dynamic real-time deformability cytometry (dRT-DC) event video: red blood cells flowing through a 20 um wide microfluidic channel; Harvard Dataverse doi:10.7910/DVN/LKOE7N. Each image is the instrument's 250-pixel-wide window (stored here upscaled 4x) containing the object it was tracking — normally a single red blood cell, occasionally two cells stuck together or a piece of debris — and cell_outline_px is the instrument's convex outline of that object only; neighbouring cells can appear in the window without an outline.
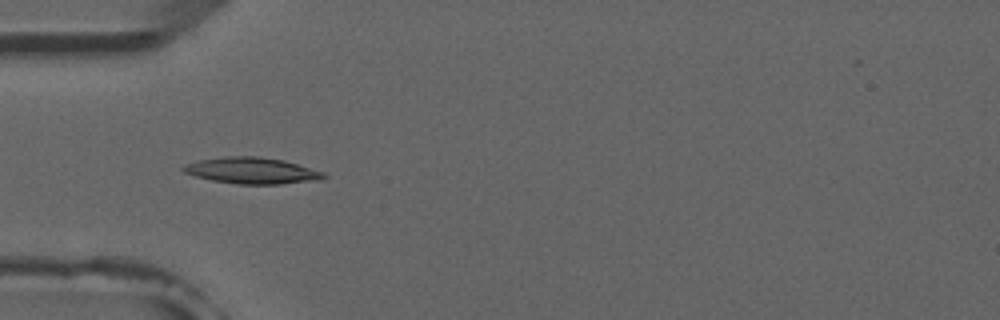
{"species": "common noctule bat (a hibernating species)", "species_latin": "Nyctalus noctula", "temperature_condition": "room temperature", "stored_images_in_passage": 6, "camera_frame_rate_fps": 3000, "um_per_image_px": 0.085, "animal": {"sex": "male", "forearm_length_mm": 52.5}, "frame": {"image": 1, "passage_image": 3, "time_ms": 3.333, "image_size_px": [1000, 320], "cell_outline_px": [[328, 176], [320, 180], [280, 184], [236, 184], [212, 180], [196, 176], [184, 172], [180, 168], [184, 164], [200, 160], [224, 156], [260, 156], [284, 160], [324, 172]], "centroid_in_image_um": [21.42, 14.5], "position_along_channel_um": 63.6, "area_um2": 21.62}}
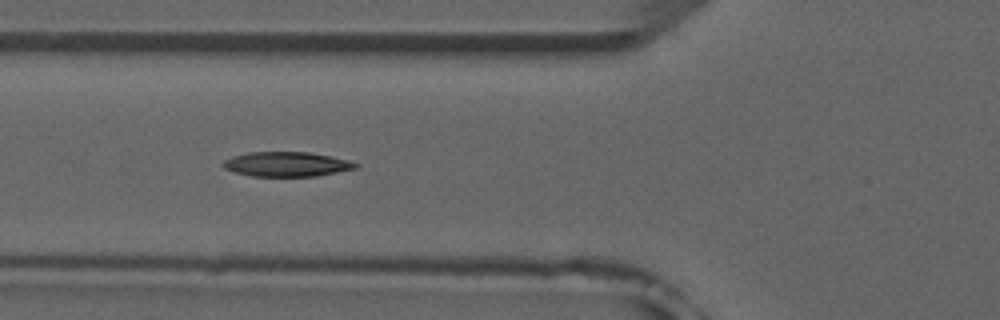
{"frame": {"image": 2, "passage_image": 4, "time_ms": 4.333, "image_size_px": [1000, 320], "cell_outline_px": [[360, 164], [356, 168], [316, 176], [252, 176], [236, 172], [224, 168], [220, 164], [224, 160], [232, 156], [248, 152], [308, 152], [348, 160]], "centroid_in_image_um": [24.33, 13.95], "position_along_channel_um": 101.5, "area_um2": 18.9}}
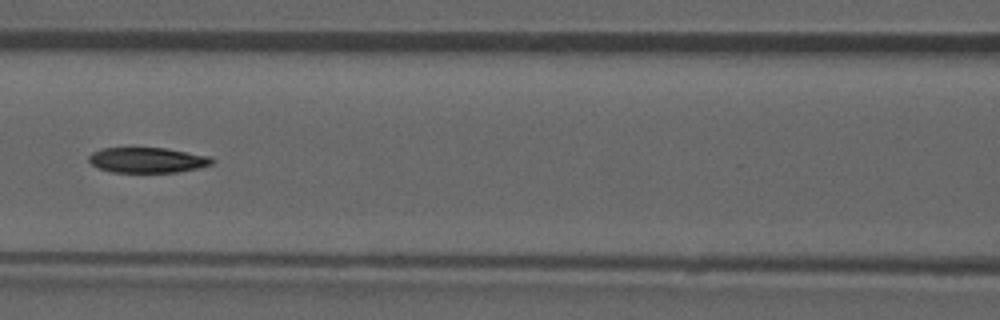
{"frame": {"image": 3, "passage_image": 5, "time_ms": 5.667, "image_size_px": [1000, 320], "cell_outline_px": [[216, 160], [212, 164], [196, 168], [176, 172], [112, 172], [96, 168], [88, 160], [88, 156], [92, 152], [104, 148], [164, 148], [208, 156]], "centroid_in_image_um": [12.48, 13.61], "position_along_channel_um": 154.1, "area_um2": 18.03}}